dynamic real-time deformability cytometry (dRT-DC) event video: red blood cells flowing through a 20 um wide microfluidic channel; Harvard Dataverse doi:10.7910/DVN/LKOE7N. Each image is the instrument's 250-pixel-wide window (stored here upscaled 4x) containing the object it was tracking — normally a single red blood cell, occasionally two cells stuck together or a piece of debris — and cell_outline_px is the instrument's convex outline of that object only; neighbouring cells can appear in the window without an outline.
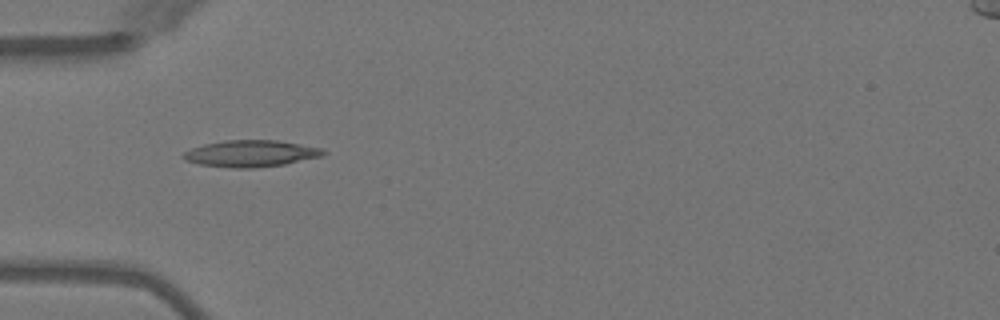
{"species": "Egyptian fruit bat (a non-hibernating species)", "species_latin": "Rousettus aegyptiacus", "temperature_condition": "warm", "stored_images_in_passage": 5, "camera_frame_rate_fps": 3000, "um_per_image_px": 0.085, "animal": {"sex": "female"}, "frame": {"image": 1, "passage_image": 5, "time_ms": 4.667, "image_size_px": [1000, 320], "cell_outline_px": [[328, 152], [320, 156], [284, 164], [252, 168], [232, 168], [200, 164], [184, 160], [180, 156], [184, 152], [192, 148], [204, 144], [224, 140], [276, 140], [324, 148]], "centroid_in_image_um": [21.3, 13.04], "position_along_channel_um": 63.7, "area_um2": 21.68}}